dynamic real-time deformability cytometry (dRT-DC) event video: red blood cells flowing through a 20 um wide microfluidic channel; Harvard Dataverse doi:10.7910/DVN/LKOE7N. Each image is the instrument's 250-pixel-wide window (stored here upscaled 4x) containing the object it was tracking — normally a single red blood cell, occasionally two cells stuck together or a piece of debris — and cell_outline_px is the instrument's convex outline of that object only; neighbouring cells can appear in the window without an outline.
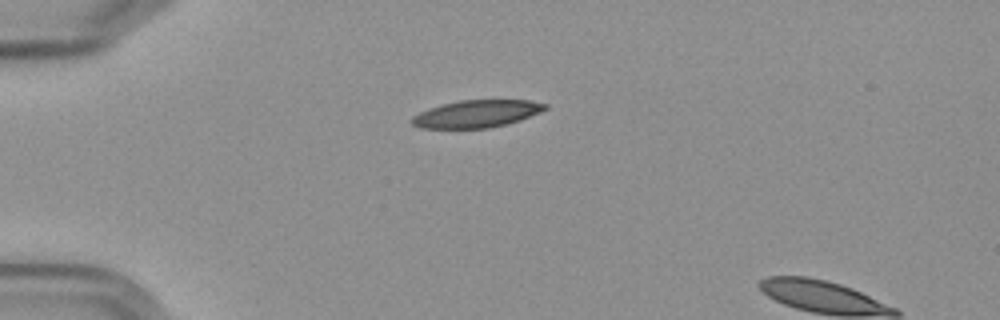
{"species": "Egyptian fruit bat (a non-hibernating species)", "species_latin": "Rousettus aegyptiacus", "temperature_condition": "cold", "stored_images_in_passage": 3, "camera_frame_rate_fps": 3000, "um_per_image_px": 0.085, "frame": {"image": 1, "passage_image": 2, "time_ms": 1.0, "image_size_px": [1000, 320], "cell_outline_px": [[548, 108], [540, 112], [520, 120], [488, 128], [420, 128], [412, 124], [408, 120], [412, 116], [428, 108], [460, 100], [528, 100], [548, 104]], "centroid_in_image_um": [40.49, 9.67], "position_along_channel_um": 44.5, "area_um2": 21.21}}